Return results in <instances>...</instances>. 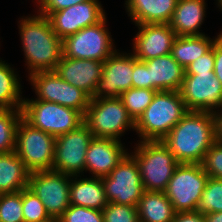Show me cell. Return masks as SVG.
Segmentation results:
<instances>
[{"label":"cell","instance_id":"obj_10","mask_svg":"<svg viewBox=\"0 0 222 222\" xmlns=\"http://www.w3.org/2000/svg\"><path fill=\"white\" fill-rule=\"evenodd\" d=\"M28 79L37 97L25 99L24 96V100L54 102L85 114L91 97L82 89L64 81L55 70L35 72Z\"/></svg>","mask_w":222,"mask_h":222},{"label":"cell","instance_id":"obj_26","mask_svg":"<svg viewBox=\"0 0 222 222\" xmlns=\"http://www.w3.org/2000/svg\"><path fill=\"white\" fill-rule=\"evenodd\" d=\"M211 39L208 35L177 36L173 42L171 56L185 69L194 60L208 52L218 37Z\"/></svg>","mask_w":222,"mask_h":222},{"label":"cell","instance_id":"obj_1","mask_svg":"<svg viewBox=\"0 0 222 222\" xmlns=\"http://www.w3.org/2000/svg\"><path fill=\"white\" fill-rule=\"evenodd\" d=\"M162 142L179 163L201 164L216 142L212 112L188 111Z\"/></svg>","mask_w":222,"mask_h":222},{"label":"cell","instance_id":"obj_31","mask_svg":"<svg viewBox=\"0 0 222 222\" xmlns=\"http://www.w3.org/2000/svg\"><path fill=\"white\" fill-rule=\"evenodd\" d=\"M24 222H55L40 199L28 187L22 190Z\"/></svg>","mask_w":222,"mask_h":222},{"label":"cell","instance_id":"obj_7","mask_svg":"<svg viewBox=\"0 0 222 222\" xmlns=\"http://www.w3.org/2000/svg\"><path fill=\"white\" fill-rule=\"evenodd\" d=\"M55 137L32 127L23 118L16 129L15 152L30 171L52 170Z\"/></svg>","mask_w":222,"mask_h":222},{"label":"cell","instance_id":"obj_30","mask_svg":"<svg viewBox=\"0 0 222 222\" xmlns=\"http://www.w3.org/2000/svg\"><path fill=\"white\" fill-rule=\"evenodd\" d=\"M196 211L203 215L222 212V180L210 177L207 179Z\"/></svg>","mask_w":222,"mask_h":222},{"label":"cell","instance_id":"obj_33","mask_svg":"<svg viewBox=\"0 0 222 222\" xmlns=\"http://www.w3.org/2000/svg\"><path fill=\"white\" fill-rule=\"evenodd\" d=\"M56 222H104L100 210L70 205Z\"/></svg>","mask_w":222,"mask_h":222},{"label":"cell","instance_id":"obj_11","mask_svg":"<svg viewBox=\"0 0 222 222\" xmlns=\"http://www.w3.org/2000/svg\"><path fill=\"white\" fill-rule=\"evenodd\" d=\"M108 202L135 206L145 193L138 164L127 153L109 175L101 177Z\"/></svg>","mask_w":222,"mask_h":222},{"label":"cell","instance_id":"obj_32","mask_svg":"<svg viewBox=\"0 0 222 222\" xmlns=\"http://www.w3.org/2000/svg\"><path fill=\"white\" fill-rule=\"evenodd\" d=\"M0 222H24L22 191L0 194Z\"/></svg>","mask_w":222,"mask_h":222},{"label":"cell","instance_id":"obj_16","mask_svg":"<svg viewBox=\"0 0 222 222\" xmlns=\"http://www.w3.org/2000/svg\"><path fill=\"white\" fill-rule=\"evenodd\" d=\"M133 54L116 50L103 64V73L91 98H118L133 87Z\"/></svg>","mask_w":222,"mask_h":222},{"label":"cell","instance_id":"obj_43","mask_svg":"<svg viewBox=\"0 0 222 222\" xmlns=\"http://www.w3.org/2000/svg\"><path fill=\"white\" fill-rule=\"evenodd\" d=\"M217 7L222 11V0H217Z\"/></svg>","mask_w":222,"mask_h":222},{"label":"cell","instance_id":"obj_24","mask_svg":"<svg viewBox=\"0 0 222 222\" xmlns=\"http://www.w3.org/2000/svg\"><path fill=\"white\" fill-rule=\"evenodd\" d=\"M29 174L15 151L0 153V194L16 193L28 187Z\"/></svg>","mask_w":222,"mask_h":222},{"label":"cell","instance_id":"obj_37","mask_svg":"<svg viewBox=\"0 0 222 222\" xmlns=\"http://www.w3.org/2000/svg\"><path fill=\"white\" fill-rule=\"evenodd\" d=\"M133 88L149 89L148 67L143 61H139L133 55Z\"/></svg>","mask_w":222,"mask_h":222},{"label":"cell","instance_id":"obj_23","mask_svg":"<svg viewBox=\"0 0 222 222\" xmlns=\"http://www.w3.org/2000/svg\"><path fill=\"white\" fill-rule=\"evenodd\" d=\"M70 204L102 211L108 201L101 177L71 176Z\"/></svg>","mask_w":222,"mask_h":222},{"label":"cell","instance_id":"obj_25","mask_svg":"<svg viewBox=\"0 0 222 222\" xmlns=\"http://www.w3.org/2000/svg\"><path fill=\"white\" fill-rule=\"evenodd\" d=\"M139 222H173L175 210L164 192L145 191L137 205Z\"/></svg>","mask_w":222,"mask_h":222},{"label":"cell","instance_id":"obj_28","mask_svg":"<svg viewBox=\"0 0 222 222\" xmlns=\"http://www.w3.org/2000/svg\"><path fill=\"white\" fill-rule=\"evenodd\" d=\"M21 118V109H0V153L15 150L16 129Z\"/></svg>","mask_w":222,"mask_h":222},{"label":"cell","instance_id":"obj_3","mask_svg":"<svg viewBox=\"0 0 222 222\" xmlns=\"http://www.w3.org/2000/svg\"><path fill=\"white\" fill-rule=\"evenodd\" d=\"M187 112L179 91H157L135 123L139 141L162 140Z\"/></svg>","mask_w":222,"mask_h":222},{"label":"cell","instance_id":"obj_4","mask_svg":"<svg viewBox=\"0 0 222 222\" xmlns=\"http://www.w3.org/2000/svg\"><path fill=\"white\" fill-rule=\"evenodd\" d=\"M135 144L130 154L138 164L145 191L164 192L179 162L162 140Z\"/></svg>","mask_w":222,"mask_h":222},{"label":"cell","instance_id":"obj_18","mask_svg":"<svg viewBox=\"0 0 222 222\" xmlns=\"http://www.w3.org/2000/svg\"><path fill=\"white\" fill-rule=\"evenodd\" d=\"M127 151L119 140L93 137L86 153L85 172L89 171L92 177L109 175Z\"/></svg>","mask_w":222,"mask_h":222},{"label":"cell","instance_id":"obj_39","mask_svg":"<svg viewBox=\"0 0 222 222\" xmlns=\"http://www.w3.org/2000/svg\"><path fill=\"white\" fill-rule=\"evenodd\" d=\"M214 41V74L217 79L222 83V31Z\"/></svg>","mask_w":222,"mask_h":222},{"label":"cell","instance_id":"obj_36","mask_svg":"<svg viewBox=\"0 0 222 222\" xmlns=\"http://www.w3.org/2000/svg\"><path fill=\"white\" fill-rule=\"evenodd\" d=\"M214 43L212 48L203 56L194 60L188 67L185 68V74H197L207 71H214Z\"/></svg>","mask_w":222,"mask_h":222},{"label":"cell","instance_id":"obj_29","mask_svg":"<svg viewBox=\"0 0 222 222\" xmlns=\"http://www.w3.org/2000/svg\"><path fill=\"white\" fill-rule=\"evenodd\" d=\"M156 92V90L152 89L132 87L127 91L122 92L119 98L123 102L130 117L136 123L152 102Z\"/></svg>","mask_w":222,"mask_h":222},{"label":"cell","instance_id":"obj_42","mask_svg":"<svg viewBox=\"0 0 222 222\" xmlns=\"http://www.w3.org/2000/svg\"><path fill=\"white\" fill-rule=\"evenodd\" d=\"M204 218L205 222H222V212L207 213Z\"/></svg>","mask_w":222,"mask_h":222},{"label":"cell","instance_id":"obj_19","mask_svg":"<svg viewBox=\"0 0 222 222\" xmlns=\"http://www.w3.org/2000/svg\"><path fill=\"white\" fill-rule=\"evenodd\" d=\"M104 61L72 59L62 55L55 69L56 73L69 84L93 96L102 77Z\"/></svg>","mask_w":222,"mask_h":222},{"label":"cell","instance_id":"obj_44","mask_svg":"<svg viewBox=\"0 0 222 222\" xmlns=\"http://www.w3.org/2000/svg\"><path fill=\"white\" fill-rule=\"evenodd\" d=\"M35 2H36V6H38L39 5V2H40V0H35Z\"/></svg>","mask_w":222,"mask_h":222},{"label":"cell","instance_id":"obj_2","mask_svg":"<svg viewBox=\"0 0 222 222\" xmlns=\"http://www.w3.org/2000/svg\"><path fill=\"white\" fill-rule=\"evenodd\" d=\"M37 14L22 16L18 21L28 76L54 71L63 55L62 40L53 31L48 17Z\"/></svg>","mask_w":222,"mask_h":222},{"label":"cell","instance_id":"obj_40","mask_svg":"<svg viewBox=\"0 0 222 222\" xmlns=\"http://www.w3.org/2000/svg\"><path fill=\"white\" fill-rule=\"evenodd\" d=\"M173 222H205V218L197 211L176 212Z\"/></svg>","mask_w":222,"mask_h":222},{"label":"cell","instance_id":"obj_8","mask_svg":"<svg viewBox=\"0 0 222 222\" xmlns=\"http://www.w3.org/2000/svg\"><path fill=\"white\" fill-rule=\"evenodd\" d=\"M208 178L202 164L179 163L164 191L175 212L196 211Z\"/></svg>","mask_w":222,"mask_h":222},{"label":"cell","instance_id":"obj_41","mask_svg":"<svg viewBox=\"0 0 222 222\" xmlns=\"http://www.w3.org/2000/svg\"><path fill=\"white\" fill-rule=\"evenodd\" d=\"M214 119L215 141L222 144V108L212 113Z\"/></svg>","mask_w":222,"mask_h":222},{"label":"cell","instance_id":"obj_21","mask_svg":"<svg viewBox=\"0 0 222 222\" xmlns=\"http://www.w3.org/2000/svg\"><path fill=\"white\" fill-rule=\"evenodd\" d=\"M178 0H126L125 8L137 24H169Z\"/></svg>","mask_w":222,"mask_h":222},{"label":"cell","instance_id":"obj_13","mask_svg":"<svg viewBox=\"0 0 222 222\" xmlns=\"http://www.w3.org/2000/svg\"><path fill=\"white\" fill-rule=\"evenodd\" d=\"M93 134L82 124L79 128L56 137L52 170L70 176L85 173V159Z\"/></svg>","mask_w":222,"mask_h":222},{"label":"cell","instance_id":"obj_6","mask_svg":"<svg viewBox=\"0 0 222 222\" xmlns=\"http://www.w3.org/2000/svg\"><path fill=\"white\" fill-rule=\"evenodd\" d=\"M21 111L22 118L32 127L55 138L84 124L81 112L54 102L23 100Z\"/></svg>","mask_w":222,"mask_h":222},{"label":"cell","instance_id":"obj_17","mask_svg":"<svg viewBox=\"0 0 222 222\" xmlns=\"http://www.w3.org/2000/svg\"><path fill=\"white\" fill-rule=\"evenodd\" d=\"M139 30L134 36L132 54L139 61H146L171 53L177 37L170 24H137Z\"/></svg>","mask_w":222,"mask_h":222},{"label":"cell","instance_id":"obj_38","mask_svg":"<svg viewBox=\"0 0 222 222\" xmlns=\"http://www.w3.org/2000/svg\"><path fill=\"white\" fill-rule=\"evenodd\" d=\"M88 0H40L37 12H56Z\"/></svg>","mask_w":222,"mask_h":222},{"label":"cell","instance_id":"obj_14","mask_svg":"<svg viewBox=\"0 0 222 222\" xmlns=\"http://www.w3.org/2000/svg\"><path fill=\"white\" fill-rule=\"evenodd\" d=\"M179 92L188 111L213 113L222 108V83L214 71L185 74Z\"/></svg>","mask_w":222,"mask_h":222},{"label":"cell","instance_id":"obj_5","mask_svg":"<svg viewBox=\"0 0 222 222\" xmlns=\"http://www.w3.org/2000/svg\"><path fill=\"white\" fill-rule=\"evenodd\" d=\"M84 124L95 138L121 141L120 137L127 130L135 131V122L119 97L91 98L84 114Z\"/></svg>","mask_w":222,"mask_h":222},{"label":"cell","instance_id":"obj_22","mask_svg":"<svg viewBox=\"0 0 222 222\" xmlns=\"http://www.w3.org/2000/svg\"><path fill=\"white\" fill-rule=\"evenodd\" d=\"M205 0H178L170 27L177 36H202L201 26L206 18Z\"/></svg>","mask_w":222,"mask_h":222},{"label":"cell","instance_id":"obj_27","mask_svg":"<svg viewBox=\"0 0 222 222\" xmlns=\"http://www.w3.org/2000/svg\"><path fill=\"white\" fill-rule=\"evenodd\" d=\"M16 70L0 58V109H22V84Z\"/></svg>","mask_w":222,"mask_h":222},{"label":"cell","instance_id":"obj_9","mask_svg":"<svg viewBox=\"0 0 222 222\" xmlns=\"http://www.w3.org/2000/svg\"><path fill=\"white\" fill-rule=\"evenodd\" d=\"M107 17L62 40L63 56L72 59L105 61L117 49L106 27Z\"/></svg>","mask_w":222,"mask_h":222},{"label":"cell","instance_id":"obj_35","mask_svg":"<svg viewBox=\"0 0 222 222\" xmlns=\"http://www.w3.org/2000/svg\"><path fill=\"white\" fill-rule=\"evenodd\" d=\"M201 164L210 178L222 180V144L215 142Z\"/></svg>","mask_w":222,"mask_h":222},{"label":"cell","instance_id":"obj_15","mask_svg":"<svg viewBox=\"0 0 222 222\" xmlns=\"http://www.w3.org/2000/svg\"><path fill=\"white\" fill-rule=\"evenodd\" d=\"M48 17L55 34L64 40L81 29L98 24L106 13L99 0H88L56 12H37Z\"/></svg>","mask_w":222,"mask_h":222},{"label":"cell","instance_id":"obj_20","mask_svg":"<svg viewBox=\"0 0 222 222\" xmlns=\"http://www.w3.org/2000/svg\"><path fill=\"white\" fill-rule=\"evenodd\" d=\"M149 89L156 91H179L185 76V69L167 54L146 61Z\"/></svg>","mask_w":222,"mask_h":222},{"label":"cell","instance_id":"obj_12","mask_svg":"<svg viewBox=\"0 0 222 222\" xmlns=\"http://www.w3.org/2000/svg\"><path fill=\"white\" fill-rule=\"evenodd\" d=\"M71 176L54 170L33 171L28 188L40 199L49 216L56 222L70 204Z\"/></svg>","mask_w":222,"mask_h":222},{"label":"cell","instance_id":"obj_34","mask_svg":"<svg viewBox=\"0 0 222 222\" xmlns=\"http://www.w3.org/2000/svg\"><path fill=\"white\" fill-rule=\"evenodd\" d=\"M104 222H139L137 207L108 202L102 210Z\"/></svg>","mask_w":222,"mask_h":222}]
</instances>
